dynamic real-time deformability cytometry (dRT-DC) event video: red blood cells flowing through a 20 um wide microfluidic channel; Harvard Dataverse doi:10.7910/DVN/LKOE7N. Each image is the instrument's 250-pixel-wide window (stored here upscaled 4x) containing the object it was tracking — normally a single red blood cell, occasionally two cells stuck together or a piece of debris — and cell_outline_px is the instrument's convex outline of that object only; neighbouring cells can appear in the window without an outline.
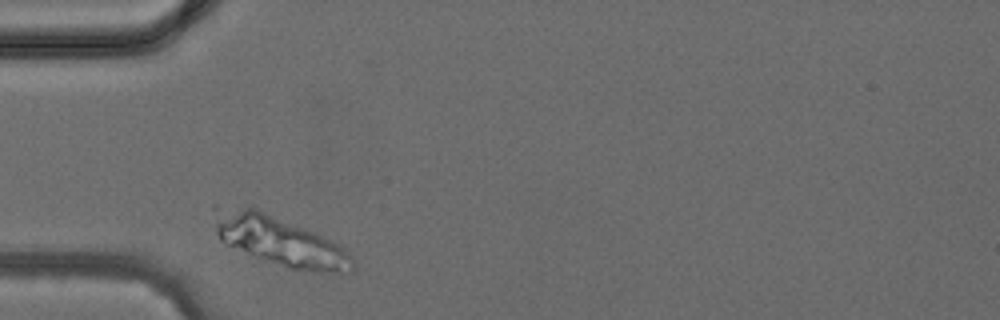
{"species": "common noctule bat (a hibernating species)", "species_latin": "Nyctalus noctula", "temperature_condition": "cold", "stored_images_in_passage": 2, "camera_frame_rate_fps": 3000, "um_per_image_px": 0.085, "animal": {"sex": "female", "body_mass_g": 24.6, "forearm_length_mm": 56.2}, "frame": {"image": 1, "passage_image": 1, "time_ms": 0.0, "image_size_px": [1000, 320], "cell_outline_px": [[356, 268], [348, 276], [292, 268], [264, 260], [252, 256], [220, 240], [216, 232], [216, 228], [220, 220], [244, 208], [256, 208], [332, 240], [344, 248], [352, 256]], "centroid_in_image_um": [24.1, 20.64], "position_along_channel_um": 60.9, "area_um2": 37.8}}
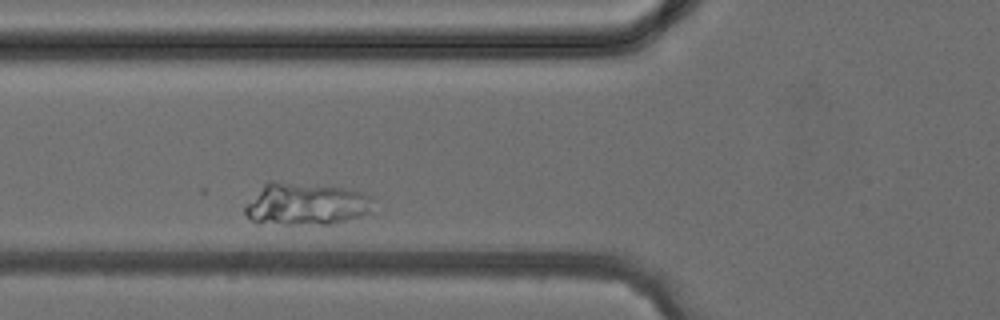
{"frame": {"image": 2, "passage_image": 2, "time_ms": 1.0, "image_size_px": [1000, 320], "cell_outline_px": [[376, 216], [328, 224], [288, 224], [252, 220], [244, 212], [244, 204], [268, 180], [272, 180], [348, 188], [360, 192], [364, 196]], "centroid_in_image_um": [26.03, 17.34], "position_along_channel_um": 99.8, "area_um2": 31.79}}